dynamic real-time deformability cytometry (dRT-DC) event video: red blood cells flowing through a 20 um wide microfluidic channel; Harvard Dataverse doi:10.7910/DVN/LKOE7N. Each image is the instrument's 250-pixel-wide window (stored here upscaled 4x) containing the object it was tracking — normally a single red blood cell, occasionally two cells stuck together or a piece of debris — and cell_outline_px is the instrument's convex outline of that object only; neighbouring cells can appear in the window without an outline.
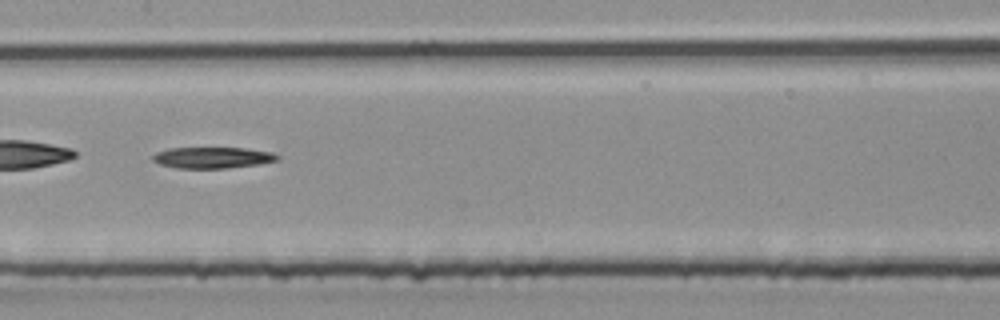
{"species": "common noctule bat (a hibernating species)", "species_latin": "Nyctalus noctula", "temperature_condition": "room temperature", "stored_images_in_passage": 29, "camera_frame_rate_fps": 3000, "um_per_image_px": 0.085, "animal": {"sex": "male", "body_mass_g": 20.4}, "frame": {"image": 1, "passage_image": 9, "time_ms": 2.667, "image_size_px": [1000, 320], "cell_outline_px": [[280, 160], [260, 164], [228, 168], [176, 168], [160, 164], [152, 160], [152, 156], [156, 152], [168, 148], [244, 148], [272, 152], [280, 156]], "centroid_in_image_um": [18.09, 13.4], "position_along_channel_um": 189.3, "area_um2": 15.49}}